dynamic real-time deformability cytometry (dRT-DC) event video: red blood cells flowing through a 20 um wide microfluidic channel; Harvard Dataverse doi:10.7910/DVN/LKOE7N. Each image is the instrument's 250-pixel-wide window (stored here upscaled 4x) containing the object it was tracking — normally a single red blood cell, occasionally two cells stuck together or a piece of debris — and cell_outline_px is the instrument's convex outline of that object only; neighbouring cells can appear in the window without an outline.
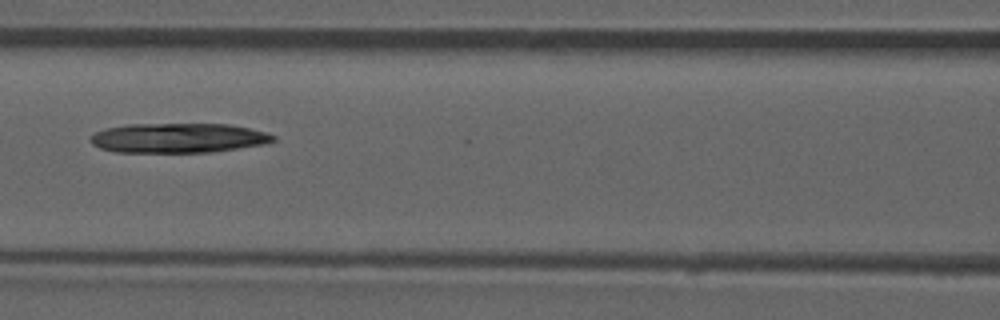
{"species": "common noctule bat (a hibernating species)", "species_latin": "Nyctalus noctula", "temperature_condition": "room temperature", "stored_images_in_passage": 52, "camera_frame_rate_fps": 3000, "um_per_image_px": 0.085, "animal": {"sex": "male", "forearm_length_mm": 52.5}, "frame": {"image": 1, "passage_image": 23, "time_ms": 7.333, "image_size_px": [1000, 320], "cell_outline_px": [[276, 140], [268, 144], [212, 152], [116, 152], [100, 148], [92, 144], [92, 136], [96, 132], [104, 128], [128, 124], [228, 124], [248, 128], [264, 132], [276, 136]], "centroid_in_image_um": [15.18, 11.73], "position_along_channel_um": 151.4, "area_um2": 31.62}}